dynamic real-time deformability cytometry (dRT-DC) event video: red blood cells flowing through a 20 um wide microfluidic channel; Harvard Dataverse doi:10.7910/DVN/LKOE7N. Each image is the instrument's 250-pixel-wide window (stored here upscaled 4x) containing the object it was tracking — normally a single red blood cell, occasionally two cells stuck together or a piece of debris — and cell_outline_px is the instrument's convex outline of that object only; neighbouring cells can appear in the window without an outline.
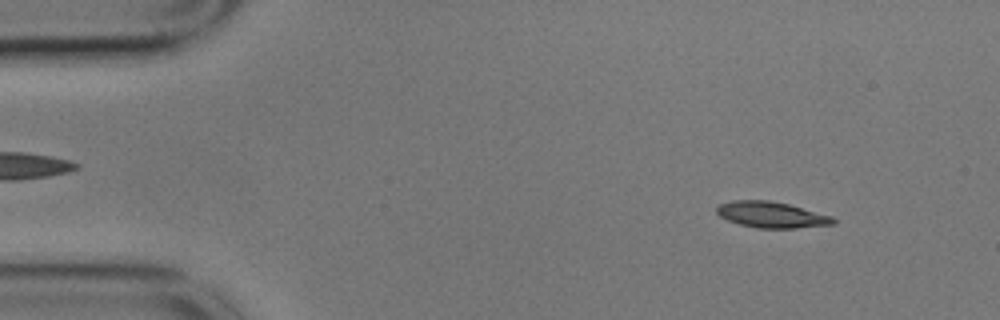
{"species": "common noctule bat (a hibernating species)", "species_latin": "Nyctalus noctula", "temperature_condition": "cold", "stored_images_in_passage": 54, "camera_frame_rate_fps": 3000, "um_per_image_px": 0.085, "animal": {"sex": "male", "body_mass_g": 17.9}, "frame": {"image": 1, "passage_image": 4, "time_ms": 1.0, "image_size_px": [1000, 320], "cell_outline_px": [[836, 220], [832, 224], [792, 228], [760, 228], [740, 224], [728, 220], [720, 216], [716, 212], [716, 208], [720, 204], [736, 200], [764, 200], [788, 204], [828, 216]], "centroid_in_image_um": [65.5, 18.25], "position_along_channel_um": 19.5, "area_um2": 17.05}}
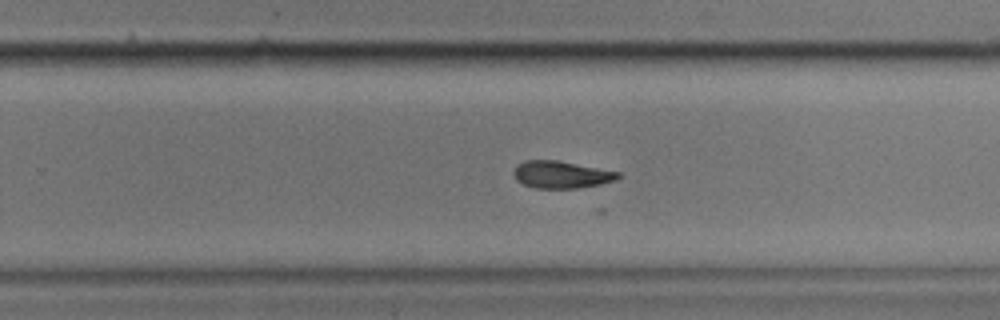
{"frame": {"image": 2, "passage_image": 33, "time_ms": 10.667, "image_size_px": [1000, 320], "cell_outline_px": [[620, 176], [612, 180], [600, 184], [576, 188], [536, 188], [524, 184], [516, 180], [512, 172], [520, 164], [528, 160], [556, 160], [620, 172]], "centroid_in_image_um": [47.69, 14.84], "position_along_channel_um": 282.1, "area_um2": 16.18}}
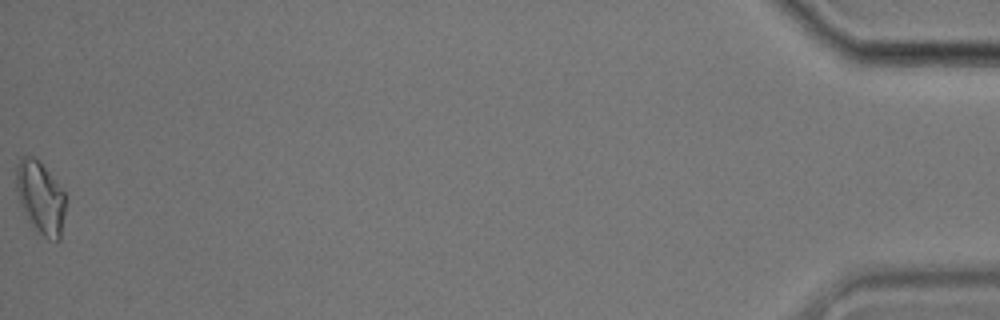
{"frame": {"image": 3, "passage_image": 54, "time_ms": 17.667, "image_size_px": [1000, 320], "cell_outline_px": [[64, 212], [60, 240], [56, 240], [44, 236], [40, 232], [32, 220], [20, 200], [16, 188], [16, 168], [20, 160], [24, 156], [32, 156], [44, 168], [64, 192]], "centroid_in_image_um": [3.45, 16.75], "position_along_channel_um": 431.7, "area_um2": 19.36}, "authors_computed_cell_mechanics": {"area_um2": 16.4441, "velocity_mm_per_s": 3.545, "shape_relaxation_time_tau1_ms": 8.5271, "shape_relaxation_time_tau2_ms": null, "deformation_change_tau1": 0.1984, "deformation_change_tau2": null}}